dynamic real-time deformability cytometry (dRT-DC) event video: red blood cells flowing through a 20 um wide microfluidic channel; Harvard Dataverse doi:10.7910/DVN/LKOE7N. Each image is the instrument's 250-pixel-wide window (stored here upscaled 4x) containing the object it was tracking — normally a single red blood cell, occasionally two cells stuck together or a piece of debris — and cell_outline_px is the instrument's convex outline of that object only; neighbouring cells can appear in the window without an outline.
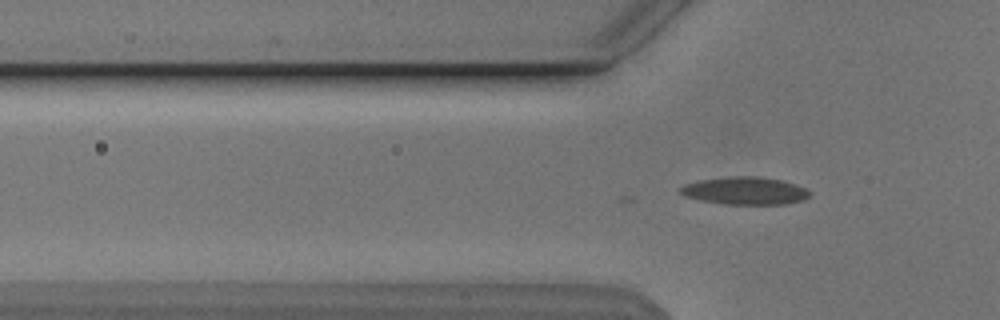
{"species": "Egyptian fruit bat (a non-hibernating species)", "species_latin": "Rousettus aegyptiacus", "temperature_condition": "cold", "stored_images_in_passage": 6, "camera_frame_rate_fps": 3000, "um_per_image_px": 0.085, "animal": {"sex": "male"}, "frame": {"image": 1, "passage_image": 6, "time_ms": 1.667, "image_size_px": [1000, 320], "cell_outline_px": [[812, 196], [804, 200], [784, 204], [724, 204], [700, 200], [684, 196], [680, 192], [680, 188], [684, 184], [700, 180], [732, 176], [756, 176], [780, 180], [804, 188]], "centroid_in_image_um": [63.3, 16.22], "position_along_channel_um": 62.5, "area_um2": 20.63}}